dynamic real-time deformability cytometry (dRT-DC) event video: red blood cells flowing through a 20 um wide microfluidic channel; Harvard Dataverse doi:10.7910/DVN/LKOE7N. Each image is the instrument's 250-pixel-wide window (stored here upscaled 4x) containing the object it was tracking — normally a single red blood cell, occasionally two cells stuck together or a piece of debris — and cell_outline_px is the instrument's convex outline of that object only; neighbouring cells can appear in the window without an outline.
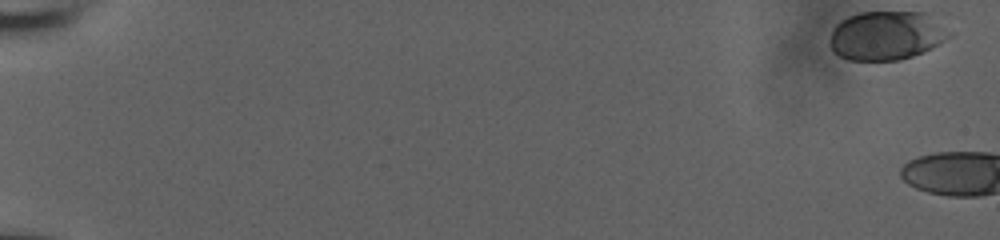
{"species": "human", "species_latin": "Homo sapiens", "temperature_condition": "room temperature", "stored_images_in_passage": 4, "camera_frame_rate_fps": 3000, "um_per_image_px": 0.085, "donor": {"sex": "male"}, "frame": {"image": 1, "passage_image": 1, "time_ms": 0.0, "image_size_px": [1000, 240], "cell_outline_px": [[948, 36], [940, 44], [924, 52], [900, 60], [848, 60], [840, 56], [828, 44], [828, 40], [836, 24], [848, 16], [860, 12], [928, 12]], "centroid_in_image_um": [75.27, 3.03], "position_along_channel_um": 9.7, "area_um2": 33.64}}